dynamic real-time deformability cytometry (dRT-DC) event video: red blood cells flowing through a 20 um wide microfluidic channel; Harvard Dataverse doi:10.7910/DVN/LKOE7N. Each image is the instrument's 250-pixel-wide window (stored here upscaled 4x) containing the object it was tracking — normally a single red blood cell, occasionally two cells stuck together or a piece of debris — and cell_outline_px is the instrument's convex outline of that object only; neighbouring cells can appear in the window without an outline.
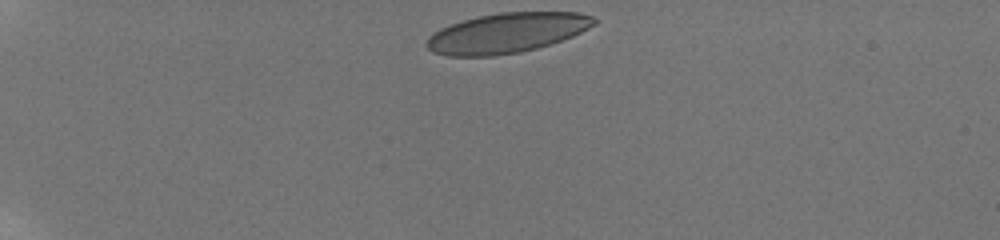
{"species": "human", "species_latin": "Homo sapiens", "temperature_condition": "room temperature", "stored_images_in_passage": 39, "camera_frame_rate_fps": 3000, "um_per_image_px": 0.085, "donor": {"sex": "male"}, "frame": {"image": 1, "passage_image": 1, "time_ms": 0.0, "image_size_px": [1000, 240], "cell_outline_px": [[596, 24], [572, 36], [536, 48], [520, 52], [492, 56], [448, 56], [432, 52], [424, 44], [428, 36], [432, 32], [440, 28], [464, 20], [480, 16], [500, 12], [580, 12], [592, 16], [596, 20]], "centroid_in_image_um": [43.04, 2.8], "position_along_channel_um": 42.0, "area_um2": 38.84}}
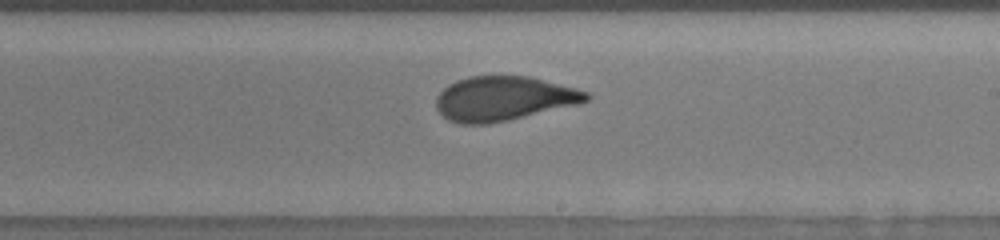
{"frame": {"image": 2, "passage_image": 23, "time_ms": 7.333, "image_size_px": [1000, 240], "cell_outline_px": [[592, 96], [588, 100], [580, 104], [508, 120], [488, 124], [460, 124], [448, 120], [436, 108], [436, 96], [448, 84], [456, 80], [468, 76], [528, 76], [576, 88], [588, 92]], "centroid_in_image_um": [42.81, 8.38], "position_along_channel_um": 246.2, "area_um2": 38.96}}
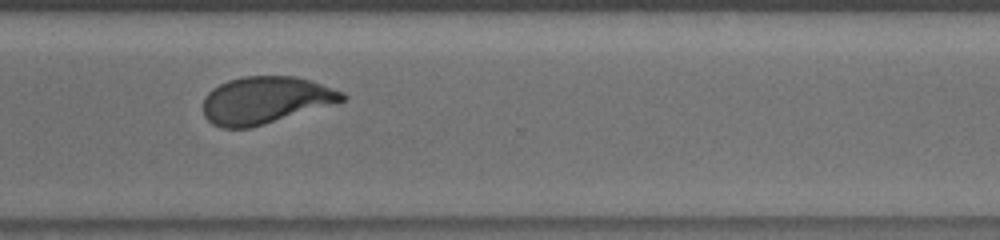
{"frame": {"image": 3, "passage_image": 31, "time_ms": 10.0, "image_size_px": [1000, 240], "cell_outline_px": [[348, 96], [344, 100], [264, 124], [248, 128], [220, 128], [212, 124], [204, 116], [204, 96], [212, 88], [228, 80], [244, 76], [296, 76], [312, 80], [344, 92]], "centroid_in_image_um": [22.53, 8.5], "position_along_channel_um": 348.1, "area_um2": 38.03}, "authors_computed_cell_mechanics": {"area_um2": 39.1306, "velocity_mm_per_s": 3.8215, "shape_relaxation_time_tau1_ms": 5.9554, "shape_relaxation_time_tau2_ms": null, "deformation_change_tau1": 0.1913, "deformation_change_tau2": null}}